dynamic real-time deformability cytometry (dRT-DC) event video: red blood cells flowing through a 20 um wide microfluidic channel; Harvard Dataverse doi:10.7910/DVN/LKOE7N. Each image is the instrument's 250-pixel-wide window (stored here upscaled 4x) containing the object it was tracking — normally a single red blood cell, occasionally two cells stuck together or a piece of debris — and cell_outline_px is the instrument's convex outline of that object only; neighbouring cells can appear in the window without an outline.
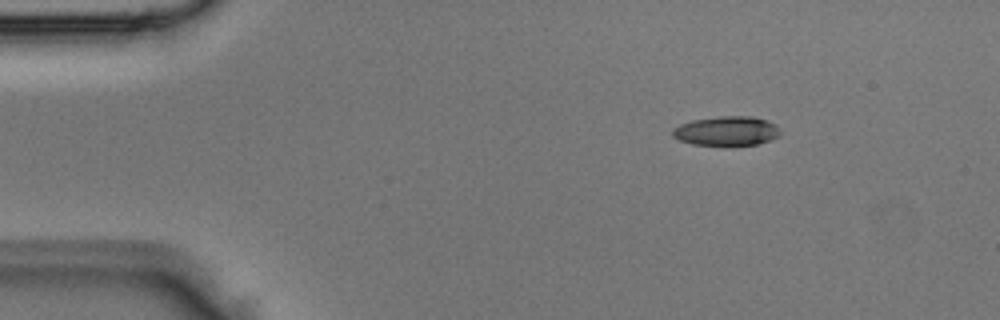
{"species": "Egyptian fruit bat (a non-hibernating species)", "species_latin": "Rousettus aegyptiacus", "temperature_condition": "room temperature", "stored_images_in_passage": 2, "camera_frame_rate_fps": 3000, "um_per_image_px": 0.085, "animal": {"sex": "male"}, "frame": {"image": 1, "passage_image": 1, "time_ms": 0.0, "image_size_px": [1000, 320], "cell_outline_px": [[780, 136], [756, 144], [692, 144], [680, 140], [672, 136], [672, 128], [680, 124], [692, 120], [716, 116], [752, 116], [768, 120], [776, 124], [780, 132]], "centroid_in_image_um": [61.75, 11.1], "position_along_channel_um": 23.2, "area_um2": 18.26}}